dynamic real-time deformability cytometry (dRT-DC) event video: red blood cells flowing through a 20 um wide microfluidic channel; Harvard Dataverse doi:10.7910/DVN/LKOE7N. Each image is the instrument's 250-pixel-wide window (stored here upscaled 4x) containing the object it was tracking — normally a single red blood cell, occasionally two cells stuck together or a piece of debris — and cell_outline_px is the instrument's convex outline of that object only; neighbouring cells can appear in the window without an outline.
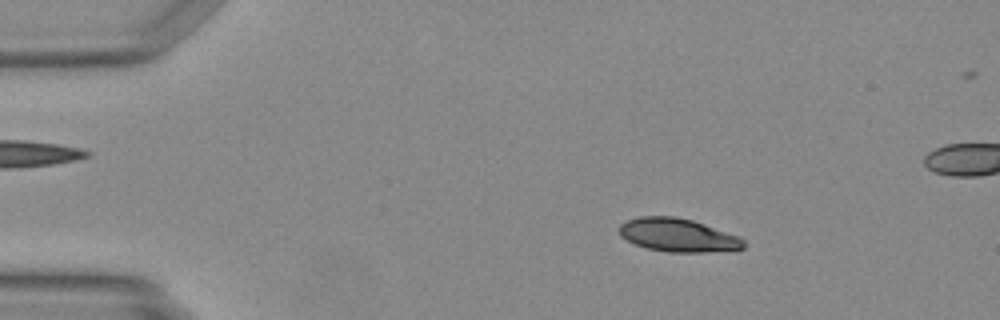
{"species": "Egyptian fruit bat (a non-hibernating species)", "species_latin": "Rousettus aegyptiacus", "temperature_condition": "warm", "stored_images_in_passage": 49, "camera_frame_rate_fps": 3000, "um_per_image_px": 0.085, "animal": {"sex": "female"}, "frame": {"image": 1, "passage_image": 8, "time_ms": 2.333, "image_size_px": [1000, 320], "cell_outline_px": [[744, 248], [704, 252], [668, 252], [648, 248], [636, 244], [620, 236], [620, 224], [628, 220], [640, 216], [676, 216], [692, 220], [740, 236], [744, 240]], "centroid_in_image_um": [57.63, 19.98], "position_along_channel_um": 27.4, "area_um2": 23.93}}
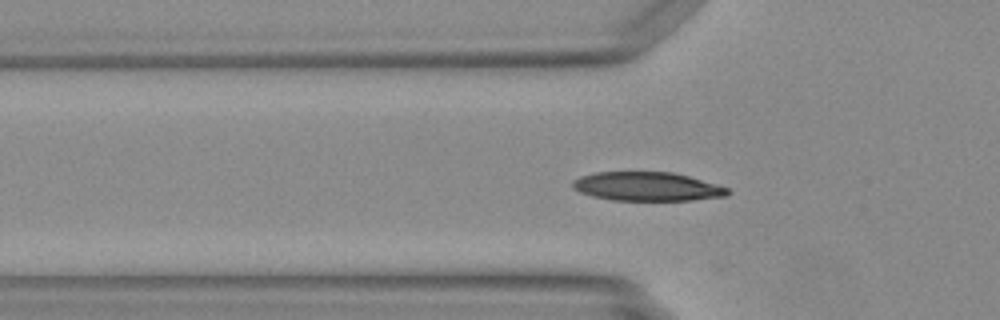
{"frame": {"image": 2, "passage_image": 16, "time_ms": 5.0, "image_size_px": [1000, 320], "cell_outline_px": [[732, 192], [728, 196], [692, 200], [612, 200], [592, 196], [580, 192], [572, 188], [572, 180], [580, 176], [596, 172], [672, 172], [688, 176], [716, 184], [728, 188]], "centroid_in_image_um": [55.0, 15.85], "position_along_channel_um": 70.8, "area_um2": 26.13}}
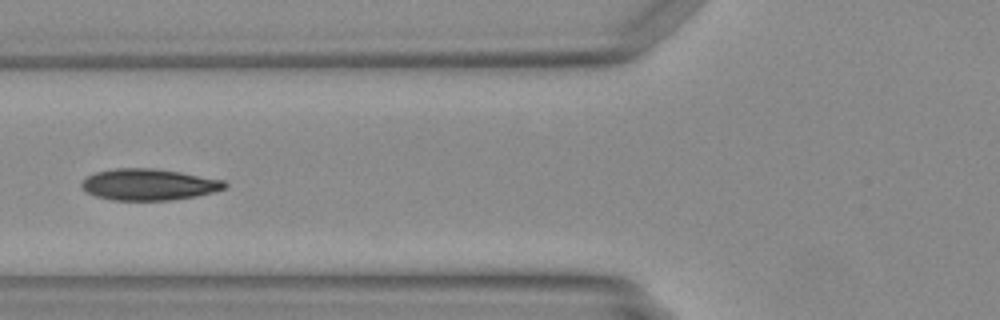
{"frame": {"image": 3, "passage_image": 19, "time_ms": 6.0, "image_size_px": [1000, 320], "cell_outline_px": [[228, 184], [224, 188], [212, 192], [196, 196], [172, 200], [112, 200], [96, 196], [88, 192], [80, 184], [88, 176], [96, 172], [116, 168], [156, 168], [180, 172], [224, 180]], "centroid_in_image_um": [12.66, 15.68], "position_along_channel_um": 113.1, "area_um2": 26.01}}